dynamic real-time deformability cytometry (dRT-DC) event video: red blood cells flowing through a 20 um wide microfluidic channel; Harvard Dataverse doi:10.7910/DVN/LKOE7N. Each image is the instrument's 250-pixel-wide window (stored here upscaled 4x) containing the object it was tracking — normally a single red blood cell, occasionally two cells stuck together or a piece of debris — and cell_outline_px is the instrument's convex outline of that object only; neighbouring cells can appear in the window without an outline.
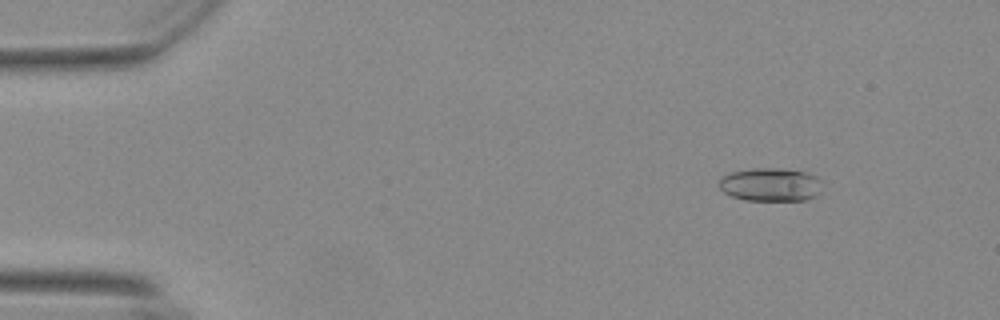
{"species": "Egyptian fruit bat (a non-hibernating species)", "species_latin": "Rousettus aegyptiacus", "temperature_condition": "warm", "stored_images_in_passage": 55, "camera_frame_rate_fps": 3000, "um_per_image_px": 0.085, "animal": {"sex": "female"}, "frame": {"image": 1, "passage_image": 6, "time_ms": 1.667, "image_size_px": [1000, 320], "cell_outline_px": [[820, 180], [816, 196], [804, 200], [744, 200], [732, 196], [724, 192], [720, 188], [720, 180], [728, 172], [752, 168], [776, 168], [804, 172], [816, 176]], "centroid_in_image_um": [65.44, 15.68], "position_along_channel_um": 19.6, "area_um2": 19.77}}
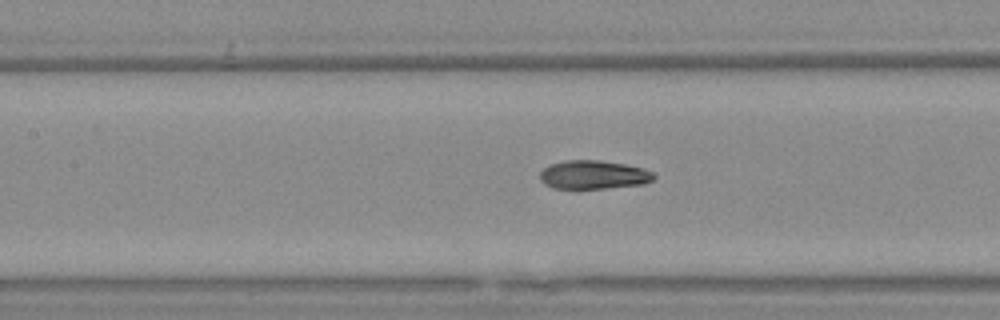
{"frame": {"image": 2, "passage_image": 25, "time_ms": 8.0, "image_size_px": [1000, 320], "cell_outline_px": [[656, 176], [652, 180], [644, 184], [604, 188], [552, 188], [544, 184], [540, 180], [540, 172], [544, 168], [552, 164], [564, 160], [600, 160], [624, 164], [644, 168], [652, 172]], "centroid_in_image_um": [50.44, 14.85], "position_along_channel_um": 157.0, "area_um2": 18.96}}
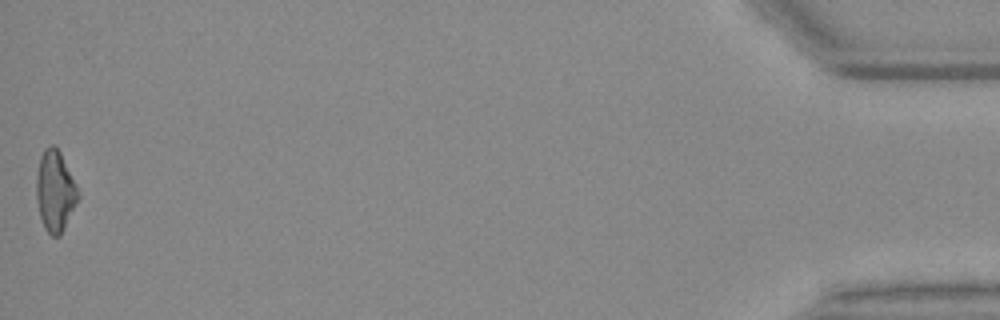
{"frame": {"image": 3, "passage_image": 55, "time_ms": 18.0, "image_size_px": [1000, 320], "cell_outline_px": [[80, 196], [60, 236], [52, 236], [44, 228], [40, 216], [36, 200], [36, 176], [40, 156], [44, 148], [52, 144], [60, 152]], "centroid_in_image_um": [4.65, 16.25], "position_along_channel_um": 430.5, "area_um2": 19.36}, "authors_computed_cell_mechanics": {"area_um2": 19.363, "velocity_mm_per_s": 3.7088, "shape_relaxation_time_tau1_ms": 4.3485, "shape_relaxation_time_tau2_ms": 2.497, "deformation_change_tau1": 0.1676, "deformation_change_tau2": 0.098}}